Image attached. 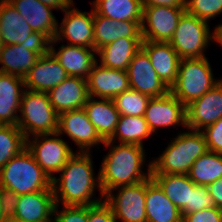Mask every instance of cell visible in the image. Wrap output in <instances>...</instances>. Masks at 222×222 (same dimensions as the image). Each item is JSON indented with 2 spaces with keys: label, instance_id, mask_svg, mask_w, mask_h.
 Listing matches in <instances>:
<instances>
[{
  "label": "cell",
  "instance_id": "cell-1",
  "mask_svg": "<svg viewBox=\"0 0 222 222\" xmlns=\"http://www.w3.org/2000/svg\"><path fill=\"white\" fill-rule=\"evenodd\" d=\"M90 155L89 152L74 153L60 170V178L53 177L52 189L57 206L60 201L64 205L73 206H88L103 201L91 199L96 186L99 187L103 199L104 194L101 191L99 174L98 182L94 178Z\"/></svg>",
  "mask_w": 222,
  "mask_h": 222
},
{
  "label": "cell",
  "instance_id": "cell-2",
  "mask_svg": "<svg viewBox=\"0 0 222 222\" xmlns=\"http://www.w3.org/2000/svg\"><path fill=\"white\" fill-rule=\"evenodd\" d=\"M103 144L112 148L103 159L99 171V182L104 195L119 186L134 185L151 177V163L147 174L141 171L145 162L143 146L122 143L113 146L114 142L108 140Z\"/></svg>",
  "mask_w": 222,
  "mask_h": 222
},
{
  "label": "cell",
  "instance_id": "cell-3",
  "mask_svg": "<svg viewBox=\"0 0 222 222\" xmlns=\"http://www.w3.org/2000/svg\"><path fill=\"white\" fill-rule=\"evenodd\" d=\"M174 139L163 154L151 162V174L188 175L193 163L208 151L201 131L191 129Z\"/></svg>",
  "mask_w": 222,
  "mask_h": 222
},
{
  "label": "cell",
  "instance_id": "cell-4",
  "mask_svg": "<svg viewBox=\"0 0 222 222\" xmlns=\"http://www.w3.org/2000/svg\"><path fill=\"white\" fill-rule=\"evenodd\" d=\"M0 186L25 195L52 189V179L25 148L0 169Z\"/></svg>",
  "mask_w": 222,
  "mask_h": 222
},
{
  "label": "cell",
  "instance_id": "cell-5",
  "mask_svg": "<svg viewBox=\"0 0 222 222\" xmlns=\"http://www.w3.org/2000/svg\"><path fill=\"white\" fill-rule=\"evenodd\" d=\"M17 127L26 139L29 134H53L58 131L59 114L55 111L48 93L25 89L21 98Z\"/></svg>",
  "mask_w": 222,
  "mask_h": 222
},
{
  "label": "cell",
  "instance_id": "cell-6",
  "mask_svg": "<svg viewBox=\"0 0 222 222\" xmlns=\"http://www.w3.org/2000/svg\"><path fill=\"white\" fill-rule=\"evenodd\" d=\"M219 80L213 78L211 66L206 57L181 59L176 82L170 92L186 107L211 90Z\"/></svg>",
  "mask_w": 222,
  "mask_h": 222
},
{
  "label": "cell",
  "instance_id": "cell-7",
  "mask_svg": "<svg viewBox=\"0 0 222 222\" xmlns=\"http://www.w3.org/2000/svg\"><path fill=\"white\" fill-rule=\"evenodd\" d=\"M213 35V36H212ZM210 33L207 21L185 12L169 43L181 59L204 58V50L210 40L218 42V31Z\"/></svg>",
  "mask_w": 222,
  "mask_h": 222
},
{
  "label": "cell",
  "instance_id": "cell-8",
  "mask_svg": "<svg viewBox=\"0 0 222 222\" xmlns=\"http://www.w3.org/2000/svg\"><path fill=\"white\" fill-rule=\"evenodd\" d=\"M119 189L117 196L112 192ZM104 201L110 206L114 217L122 222H147L146 180L134 184L119 186L104 195Z\"/></svg>",
  "mask_w": 222,
  "mask_h": 222
},
{
  "label": "cell",
  "instance_id": "cell-9",
  "mask_svg": "<svg viewBox=\"0 0 222 222\" xmlns=\"http://www.w3.org/2000/svg\"><path fill=\"white\" fill-rule=\"evenodd\" d=\"M50 136V138L48 137ZM53 136V137H51ZM59 134L34 135V141L26 139V148L33 155L36 163L53 179V173H59L68 159L74 154L66 142L58 138ZM42 138L40 141L39 138Z\"/></svg>",
  "mask_w": 222,
  "mask_h": 222
},
{
  "label": "cell",
  "instance_id": "cell-10",
  "mask_svg": "<svg viewBox=\"0 0 222 222\" xmlns=\"http://www.w3.org/2000/svg\"><path fill=\"white\" fill-rule=\"evenodd\" d=\"M185 8L151 6L143 7L141 24L142 40L152 42H169L178 26ZM147 22L148 27L145 25Z\"/></svg>",
  "mask_w": 222,
  "mask_h": 222
},
{
  "label": "cell",
  "instance_id": "cell-11",
  "mask_svg": "<svg viewBox=\"0 0 222 222\" xmlns=\"http://www.w3.org/2000/svg\"><path fill=\"white\" fill-rule=\"evenodd\" d=\"M126 71L130 89L150 98L163 96L170 91L157 75L149 56L142 48L133 56Z\"/></svg>",
  "mask_w": 222,
  "mask_h": 222
},
{
  "label": "cell",
  "instance_id": "cell-12",
  "mask_svg": "<svg viewBox=\"0 0 222 222\" xmlns=\"http://www.w3.org/2000/svg\"><path fill=\"white\" fill-rule=\"evenodd\" d=\"M69 9H71L70 6L63 10L65 17L60 25L61 27L57 28L55 39L51 42L56 44L58 40L65 37L64 39L68 40L70 45L95 49L94 10L92 9V13L88 14L76 8Z\"/></svg>",
  "mask_w": 222,
  "mask_h": 222
},
{
  "label": "cell",
  "instance_id": "cell-13",
  "mask_svg": "<svg viewBox=\"0 0 222 222\" xmlns=\"http://www.w3.org/2000/svg\"><path fill=\"white\" fill-rule=\"evenodd\" d=\"M220 118H222V80L186 106V127L201 131Z\"/></svg>",
  "mask_w": 222,
  "mask_h": 222
},
{
  "label": "cell",
  "instance_id": "cell-14",
  "mask_svg": "<svg viewBox=\"0 0 222 222\" xmlns=\"http://www.w3.org/2000/svg\"><path fill=\"white\" fill-rule=\"evenodd\" d=\"M57 133L59 136L66 133L78 145L81 152H89L92 146L105 142L83 108L59 114Z\"/></svg>",
  "mask_w": 222,
  "mask_h": 222
},
{
  "label": "cell",
  "instance_id": "cell-15",
  "mask_svg": "<svg viewBox=\"0 0 222 222\" xmlns=\"http://www.w3.org/2000/svg\"><path fill=\"white\" fill-rule=\"evenodd\" d=\"M144 117L152 133L161 126L181 123L186 127V107L170 91L163 96L150 98Z\"/></svg>",
  "mask_w": 222,
  "mask_h": 222
},
{
  "label": "cell",
  "instance_id": "cell-16",
  "mask_svg": "<svg viewBox=\"0 0 222 222\" xmlns=\"http://www.w3.org/2000/svg\"><path fill=\"white\" fill-rule=\"evenodd\" d=\"M88 92L91 97L113 99L130 89L127 71L107 68L94 64L87 79Z\"/></svg>",
  "mask_w": 222,
  "mask_h": 222
},
{
  "label": "cell",
  "instance_id": "cell-17",
  "mask_svg": "<svg viewBox=\"0 0 222 222\" xmlns=\"http://www.w3.org/2000/svg\"><path fill=\"white\" fill-rule=\"evenodd\" d=\"M68 77L51 51L40 56L24 78L25 88L48 93Z\"/></svg>",
  "mask_w": 222,
  "mask_h": 222
},
{
  "label": "cell",
  "instance_id": "cell-18",
  "mask_svg": "<svg viewBox=\"0 0 222 222\" xmlns=\"http://www.w3.org/2000/svg\"><path fill=\"white\" fill-rule=\"evenodd\" d=\"M48 96L50 103L58 114L83 108L89 99L87 80L80 77L68 76Z\"/></svg>",
  "mask_w": 222,
  "mask_h": 222
},
{
  "label": "cell",
  "instance_id": "cell-19",
  "mask_svg": "<svg viewBox=\"0 0 222 222\" xmlns=\"http://www.w3.org/2000/svg\"><path fill=\"white\" fill-rule=\"evenodd\" d=\"M53 189L19 195L14 218L20 222H52L55 208Z\"/></svg>",
  "mask_w": 222,
  "mask_h": 222
},
{
  "label": "cell",
  "instance_id": "cell-20",
  "mask_svg": "<svg viewBox=\"0 0 222 222\" xmlns=\"http://www.w3.org/2000/svg\"><path fill=\"white\" fill-rule=\"evenodd\" d=\"M141 48L147 53L159 78L170 88L177 79L181 61L169 42L142 40Z\"/></svg>",
  "mask_w": 222,
  "mask_h": 222
},
{
  "label": "cell",
  "instance_id": "cell-21",
  "mask_svg": "<svg viewBox=\"0 0 222 222\" xmlns=\"http://www.w3.org/2000/svg\"><path fill=\"white\" fill-rule=\"evenodd\" d=\"M142 21H117L94 11V47L103 46L120 38H142Z\"/></svg>",
  "mask_w": 222,
  "mask_h": 222
},
{
  "label": "cell",
  "instance_id": "cell-22",
  "mask_svg": "<svg viewBox=\"0 0 222 222\" xmlns=\"http://www.w3.org/2000/svg\"><path fill=\"white\" fill-rule=\"evenodd\" d=\"M22 15L33 32L45 34L51 41L55 39L58 21L52 14V7L44 5L38 0H8Z\"/></svg>",
  "mask_w": 222,
  "mask_h": 222
},
{
  "label": "cell",
  "instance_id": "cell-23",
  "mask_svg": "<svg viewBox=\"0 0 222 222\" xmlns=\"http://www.w3.org/2000/svg\"><path fill=\"white\" fill-rule=\"evenodd\" d=\"M24 78L0 72V125L17 126ZM21 89V90H20Z\"/></svg>",
  "mask_w": 222,
  "mask_h": 222
},
{
  "label": "cell",
  "instance_id": "cell-24",
  "mask_svg": "<svg viewBox=\"0 0 222 222\" xmlns=\"http://www.w3.org/2000/svg\"><path fill=\"white\" fill-rule=\"evenodd\" d=\"M50 51L65 69L68 76L87 80L92 67L97 62L94 56L97 51L91 48L68 44L66 46L62 45L59 51L56 52L53 42H50Z\"/></svg>",
  "mask_w": 222,
  "mask_h": 222
},
{
  "label": "cell",
  "instance_id": "cell-25",
  "mask_svg": "<svg viewBox=\"0 0 222 222\" xmlns=\"http://www.w3.org/2000/svg\"><path fill=\"white\" fill-rule=\"evenodd\" d=\"M146 215L147 222H182L183 218L152 176L146 179Z\"/></svg>",
  "mask_w": 222,
  "mask_h": 222
},
{
  "label": "cell",
  "instance_id": "cell-26",
  "mask_svg": "<svg viewBox=\"0 0 222 222\" xmlns=\"http://www.w3.org/2000/svg\"><path fill=\"white\" fill-rule=\"evenodd\" d=\"M83 109L100 137L104 141L109 140L115 133L120 118L113 99L101 98L97 101L90 96Z\"/></svg>",
  "mask_w": 222,
  "mask_h": 222
},
{
  "label": "cell",
  "instance_id": "cell-27",
  "mask_svg": "<svg viewBox=\"0 0 222 222\" xmlns=\"http://www.w3.org/2000/svg\"><path fill=\"white\" fill-rule=\"evenodd\" d=\"M142 38H120L97 51L101 65L126 71L133 56L141 49Z\"/></svg>",
  "mask_w": 222,
  "mask_h": 222
},
{
  "label": "cell",
  "instance_id": "cell-28",
  "mask_svg": "<svg viewBox=\"0 0 222 222\" xmlns=\"http://www.w3.org/2000/svg\"><path fill=\"white\" fill-rule=\"evenodd\" d=\"M0 32L3 45L23 43L33 30L8 0H0Z\"/></svg>",
  "mask_w": 222,
  "mask_h": 222
},
{
  "label": "cell",
  "instance_id": "cell-29",
  "mask_svg": "<svg viewBox=\"0 0 222 222\" xmlns=\"http://www.w3.org/2000/svg\"><path fill=\"white\" fill-rule=\"evenodd\" d=\"M39 57L25 45H3L0 48V64L3 65L0 72L25 78Z\"/></svg>",
  "mask_w": 222,
  "mask_h": 222
},
{
  "label": "cell",
  "instance_id": "cell-30",
  "mask_svg": "<svg viewBox=\"0 0 222 222\" xmlns=\"http://www.w3.org/2000/svg\"><path fill=\"white\" fill-rule=\"evenodd\" d=\"M94 11L112 20L142 21V0H95Z\"/></svg>",
  "mask_w": 222,
  "mask_h": 222
},
{
  "label": "cell",
  "instance_id": "cell-31",
  "mask_svg": "<svg viewBox=\"0 0 222 222\" xmlns=\"http://www.w3.org/2000/svg\"><path fill=\"white\" fill-rule=\"evenodd\" d=\"M168 199L182 212L189 205L193 182L188 175L152 174Z\"/></svg>",
  "mask_w": 222,
  "mask_h": 222
},
{
  "label": "cell",
  "instance_id": "cell-32",
  "mask_svg": "<svg viewBox=\"0 0 222 222\" xmlns=\"http://www.w3.org/2000/svg\"><path fill=\"white\" fill-rule=\"evenodd\" d=\"M152 134L144 116L120 115L115 133L108 141L118 138L122 144L143 146L142 141Z\"/></svg>",
  "mask_w": 222,
  "mask_h": 222
},
{
  "label": "cell",
  "instance_id": "cell-33",
  "mask_svg": "<svg viewBox=\"0 0 222 222\" xmlns=\"http://www.w3.org/2000/svg\"><path fill=\"white\" fill-rule=\"evenodd\" d=\"M188 176L196 185L208 186L222 177V153L207 151L192 165Z\"/></svg>",
  "mask_w": 222,
  "mask_h": 222
},
{
  "label": "cell",
  "instance_id": "cell-34",
  "mask_svg": "<svg viewBox=\"0 0 222 222\" xmlns=\"http://www.w3.org/2000/svg\"><path fill=\"white\" fill-rule=\"evenodd\" d=\"M26 148V137L15 125H0V169Z\"/></svg>",
  "mask_w": 222,
  "mask_h": 222
},
{
  "label": "cell",
  "instance_id": "cell-35",
  "mask_svg": "<svg viewBox=\"0 0 222 222\" xmlns=\"http://www.w3.org/2000/svg\"><path fill=\"white\" fill-rule=\"evenodd\" d=\"M150 97L133 89L124 91L113 98L120 115L144 116Z\"/></svg>",
  "mask_w": 222,
  "mask_h": 222
},
{
  "label": "cell",
  "instance_id": "cell-36",
  "mask_svg": "<svg viewBox=\"0 0 222 222\" xmlns=\"http://www.w3.org/2000/svg\"><path fill=\"white\" fill-rule=\"evenodd\" d=\"M186 12L208 21L222 13V0H185Z\"/></svg>",
  "mask_w": 222,
  "mask_h": 222
},
{
  "label": "cell",
  "instance_id": "cell-37",
  "mask_svg": "<svg viewBox=\"0 0 222 222\" xmlns=\"http://www.w3.org/2000/svg\"><path fill=\"white\" fill-rule=\"evenodd\" d=\"M214 206L213 198L208 192L207 186L196 185L193 182V190H190L189 205L181 212V215L183 217L185 214Z\"/></svg>",
  "mask_w": 222,
  "mask_h": 222
},
{
  "label": "cell",
  "instance_id": "cell-38",
  "mask_svg": "<svg viewBox=\"0 0 222 222\" xmlns=\"http://www.w3.org/2000/svg\"><path fill=\"white\" fill-rule=\"evenodd\" d=\"M57 208L55 205L52 222H88V206L64 205L60 213Z\"/></svg>",
  "mask_w": 222,
  "mask_h": 222
},
{
  "label": "cell",
  "instance_id": "cell-39",
  "mask_svg": "<svg viewBox=\"0 0 222 222\" xmlns=\"http://www.w3.org/2000/svg\"><path fill=\"white\" fill-rule=\"evenodd\" d=\"M207 143L208 151L222 153V118L201 130Z\"/></svg>",
  "mask_w": 222,
  "mask_h": 222
},
{
  "label": "cell",
  "instance_id": "cell-40",
  "mask_svg": "<svg viewBox=\"0 0 222 222\" xmlns=\"http://www.w3.org/2000/svg\"><path fill=\"white\" fill-rule=\"evenodd\" d=\"M182 222H222V209L210 207L185 214Z\"/></svg>",
  "mask_w": 222,
  "mask_h": 222
},
{
  "label": "cell",
  "instance_id": "cell-41",
  "mask_svg": "<svg viewBox=\"0 0 222 222\" xmlns=\"http://www.w3.org/2000/svg\"><path fill=\"white\" fill-rule=\"evenodd\" d=\"M88 222H116L110 206L103 200L94 205H88Z\"/></svg>",
  "mask_w": 222,
  "mask_h": 222
},
{
  "label": "cell",
  "instance_id": "cell-42",
  "mask_svg": "<svg viewBox=\"0 0 222 222\" xmlns=\"http://www.w3.org/2000/svg\"><path fill=\"white\" fill-rule=\"evenodd\" d=\"M51 40L41 32H33L29 37L19 45H25L26 49L42 56L50 51Z\"/></svg>",
  "mask_w": 222,
  "mask_h": 222
},
{
  "label": "cell",
  "instance_id": "cell-43",
  "mask_svg": "<svg viewBox=\"0 0 222 222\" xmlns=\"http://www.w3.org/2000/svg\"><path fill=\"white\" fill-rule=\"evenodd\" d=\"M19 195L12 190L0 186V201L2 206V215L5 220L14 218Z\"/></svg>",
  "mask_w": 222,
  "mask_h": 222
},
{
  "label": "cell",
  "instance_id": "cell-44",
  "mask_svg": "<svg viewBox=\"0 0 222 222\" xmlns=\"http://www.w3.org/2000/svg\"><path fill=\"white\" fill-rule=\"evenodd\" d=\"M207 188L213 198L215 207L222 209V177L210 183Z\"/></svg>",
  "mask_w": 222,
  "mask_h": 222
},
{
  "label": "cell",
  "instance_id": "cell-45",
  "mask_svg": "<svg viewBox=\"0 0 222 222\" xmlns=\"http://www.w3.org/2000/svg\"><path fill=\"white\" fill-rule=\"evenodd\" d=\"M143 7L167 6L185 8V0H142Z\"/></svg>",
  "mask_w": 222,
  "mask_h": 222
},
{
  "label": "cell",
  "instance_id": "cell-46",
  "mask_svg": "<svg viewBox=\"0 0 222 222\" xmlns=\"http://www.w3.org/2000/svg\"><path fill=\"white\" fill-rule=\"evenodd\" d=\"M44 5L52 7L53 9H61L62 11L69 6L72 7V0H38Z\"/></svg>",
  "mask_w": 222,
  "mask_h": 222
},
{
  "label": "cell",
  "instance_id": "cell-47",
  "mask_svg": "<svg viewBox=\"0 0 222 222\" xmlns=\"http://www.w3.org/2000/svg\"><path fill=\"white\" fill-rule=\"evenodd\" d=\"M216 30L218 31V43L222 46V24H219Z\"/></svg>",
  "mask_w": 222,
  "mask_h": 222
},
{
  "label": "cell",
  "instance_id": "cell-48",
  "mask_svg": "<svg viewBox=\"0 0 222 222\" xmlns=\"http://www.w3.org/2000/svg\"><path fill=\"white\" fill-rule=\"evenodd\" d=\"M2 206H1V201H0V222H6L5 218L2 215Z\"/></svg>",
  "mask_w": 222,
  "mask_h": 222
},
{
  "label": "cell",
  "instance_id": "cell-49",
  "mask_svg": "<svg viewBox=\"0 0 222 222\" xmlns=\"http://www.w3.org/2000/svg\"><path fill=\"white\" fill-rule=\"evenodd\" d=\"M3 46V41H2V35H1V32H0V48Z\"/></svg>",
  "mask_w": 222,
  "mask_h": 222
},
{
  "label": "cell",
  "instance_id": "cell-50",
  "mask_svg": "<svg viewBox=\"0 0 222 222\" xmlns=\"http://www.w3.org/2000/svg\"><path fill=\"white\" fill-rule=\"evenodd\" d=\"M6 222H20V221H17L15 219H10V220H6Z\"/></svg>",
  "mask_w": 222,
  "mask_h": 222
}]
</instances>
